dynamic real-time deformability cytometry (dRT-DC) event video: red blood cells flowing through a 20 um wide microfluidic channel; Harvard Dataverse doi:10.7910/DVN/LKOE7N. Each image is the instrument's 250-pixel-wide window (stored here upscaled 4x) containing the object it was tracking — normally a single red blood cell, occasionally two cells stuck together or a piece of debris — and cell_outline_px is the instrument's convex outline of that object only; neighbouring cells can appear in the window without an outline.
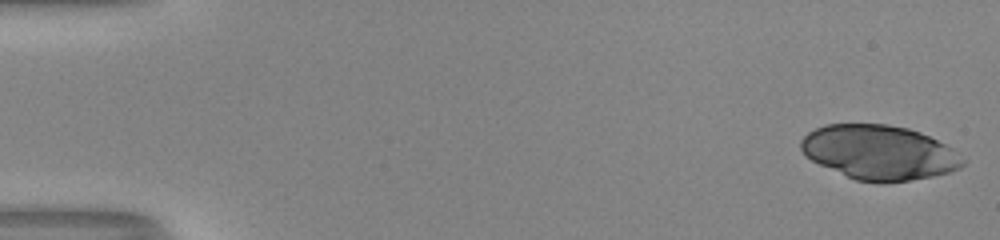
{"species": "human", "species_latin": "Homo sapiens", "temperature_condition": "room temperature", "stored_images_in_passage": 51, "camera_frame_rate_fps": 3000, "um_per_image_px": 0.085, "donor": {"sex": "male"}, "frame": {"image": 1, "passage_image": 1, "time_ms": 0.0, "image_size_px": [1000, 240], "cell_outline_px": [[968, 160], [960, 168], [952, 172], [932, 176], [908, 180], [880, 184], [856, 180], [820, 164], [804, 156], [800, 148], [800, 140], [808, 132], [824, 124], [888, 124], [908, 128], [920, 132], [952, 148]], "centroid_in_image_um": [74.74, 12.96], "position_along_channel_um": 10.3, "area_um2": 51.67}}
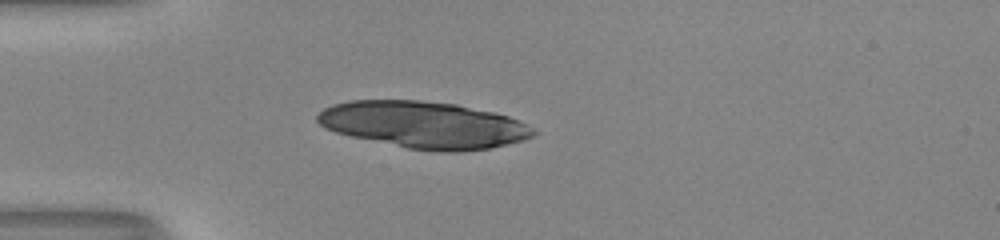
{"frame": {"image": 2, "passage_image": 15, "time_ms": 4.667, "image_size_px": [1000, 240], "cell_outline_px": [[536, 136], [524, 140], [488, 148], [456, 152], [440, 152], [408, 148], [352, 136], [336, 132], [324, 128], [316, 120], [316, 116], [324, 108], [332, 104], [348, 100], [420, 100], [456, 104], [496, 112], [508, 116], [532, 128], [536, 132]], "centroid_in_image_um": [36.01, 10.6], "position_along_channel_um": 49.0, "area_um2": 58.78}}